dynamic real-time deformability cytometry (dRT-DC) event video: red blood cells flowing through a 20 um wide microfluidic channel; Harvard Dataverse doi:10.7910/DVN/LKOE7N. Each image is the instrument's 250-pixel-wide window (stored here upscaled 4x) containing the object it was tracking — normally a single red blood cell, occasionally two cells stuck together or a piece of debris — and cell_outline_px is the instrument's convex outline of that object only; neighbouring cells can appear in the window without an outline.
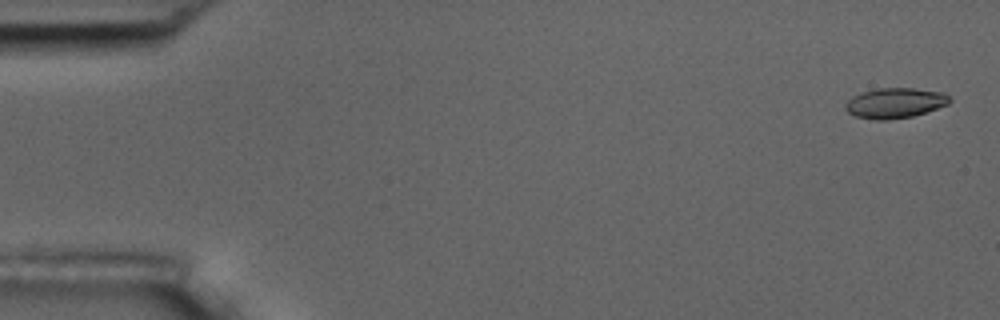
{"species": "common noctule bat (a hibernating species)", "species_latin": "Nyctalus noctula", "temperature_condition": "room temperature", "stored_images_in_passage": 8, "camera_frame_rate_fps": 3000, "um_per_image_px": 0.085, "animal": {"sex": "male", "body_mass_g": 17.5, "forearm_length_mm": 52.3}, "frame": {"image": 1, "passage_image": 1, "time_ms": 0.0, "image_size_px": [1000, 320], "cell_outline_px": [[952, 100], [948, 104], [912, 116], [888, 120], [872, 120], [856, 116], [848, 112], [844, 108], [844, 104], [852, 96], [876, 88], [912, 88], [944, 92]], "centroid_in_image_um": [76.05, 8.75], "position_along_channel_um": 9.0, "area_um2": 18.32}}
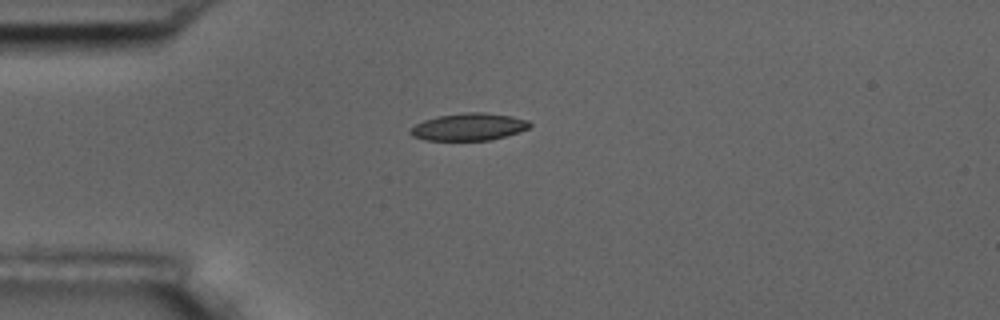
{"frame": {"image": 2, "passage_image": 5, "time_ms": 4.333, "image_size_px": [1000, 320], "cell_outline_px": [[532, 124], [528, 128], [520, 132], [492, 140], [424, 140], [412, 136], [408, 132], [416, 124], [424, 120], [436, 116], [464, 112], [484, 112], [512, 116], [528, 120]], "centroid_in_image_um": [39.86, 10.78], "position_along_channel_um": 45.1, "area_um2": 19.13}}